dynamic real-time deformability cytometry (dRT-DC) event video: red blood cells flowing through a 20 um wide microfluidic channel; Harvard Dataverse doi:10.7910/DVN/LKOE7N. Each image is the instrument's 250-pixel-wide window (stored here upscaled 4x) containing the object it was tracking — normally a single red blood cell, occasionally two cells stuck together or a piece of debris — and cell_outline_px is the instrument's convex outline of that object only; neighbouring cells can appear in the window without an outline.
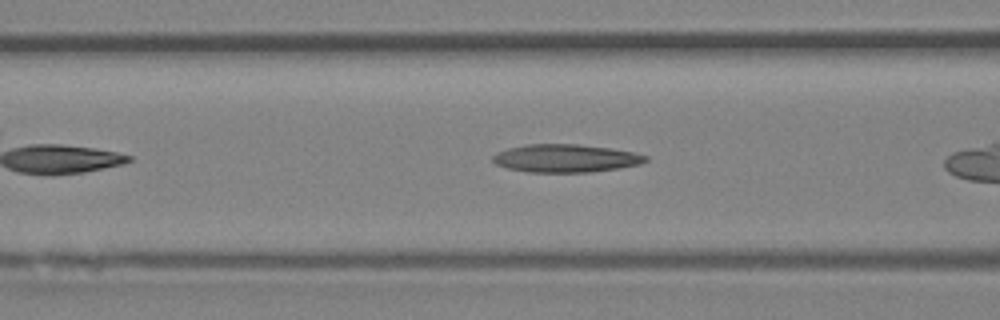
{"species": "Egyptian fruit bat (a non-hibernating species)", "species_latin": "Rousettus aegyptiacus", "temperature_condition": "room temperature", "stored_images_in_passage": 26, "camera_frame_rate_fps": 3000, "um_per_image_px": 0.085, "animal": {"sex": "female"}, "frame": {"image": 1, "passage_image": 8, "time_ms": 2.333, "image_size_px": [1000, 320], "cell_outline_px": [[648, 160], [640, 164], [620, 168], [588, 172], [528, 172], [508, 168], [496, 164], [492, 160], [492, 156], [496, 152], [508, 148], [524, 144], [576, 144], [608, 148], [632, 152], [648, 156]], "centroid_in_image_um": [48.05, 13.45], "position_along_channel_um": 118.6, "area_um2": 24.85}}